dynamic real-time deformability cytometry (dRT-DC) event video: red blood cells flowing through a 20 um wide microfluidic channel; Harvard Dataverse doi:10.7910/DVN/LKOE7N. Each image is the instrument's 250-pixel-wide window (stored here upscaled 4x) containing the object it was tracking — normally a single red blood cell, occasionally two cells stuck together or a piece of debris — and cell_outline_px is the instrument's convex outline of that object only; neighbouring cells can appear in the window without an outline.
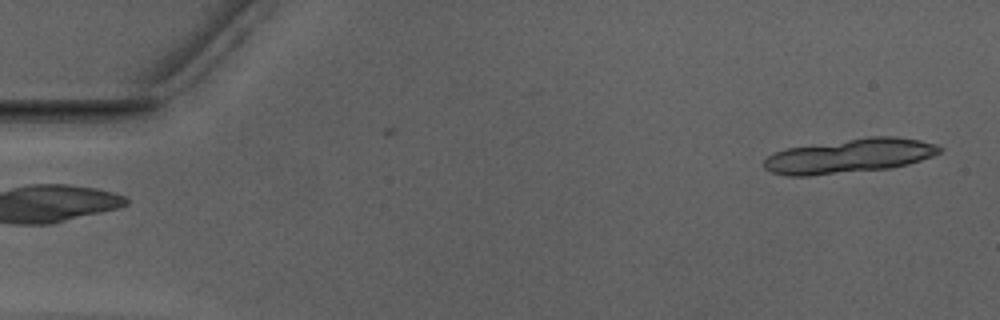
{"species": "Egyptian fruit bat (a non-hibernating species)", "species_latin": "Rousettus aegyptiacus", "temperature_condition": "warm", "stored_images_in_passage": 4, "camera_frame_rate_fps": 3000, "um_per_image_px": 0.085, "animal": {"sex": "male"}, "frame": {"image": 1, "passage_image": 1, "time_ms": 0.0, "image_size_px": [1000, 320], "cell_outline_px": [[944, 148], [940, 152], [932, 156], [908, 164], [892, 168], [808, 176], [788, 176], [772, 172], [764, 168], [764, 160], [772, 152], [788, 148], [872, 136], [896, 136], [920, 140], [940, 144]], "centroid_in_image_um": [72.25, 13.25], "position_along_channel_um": 12.8, "area_um2": 35.14}}